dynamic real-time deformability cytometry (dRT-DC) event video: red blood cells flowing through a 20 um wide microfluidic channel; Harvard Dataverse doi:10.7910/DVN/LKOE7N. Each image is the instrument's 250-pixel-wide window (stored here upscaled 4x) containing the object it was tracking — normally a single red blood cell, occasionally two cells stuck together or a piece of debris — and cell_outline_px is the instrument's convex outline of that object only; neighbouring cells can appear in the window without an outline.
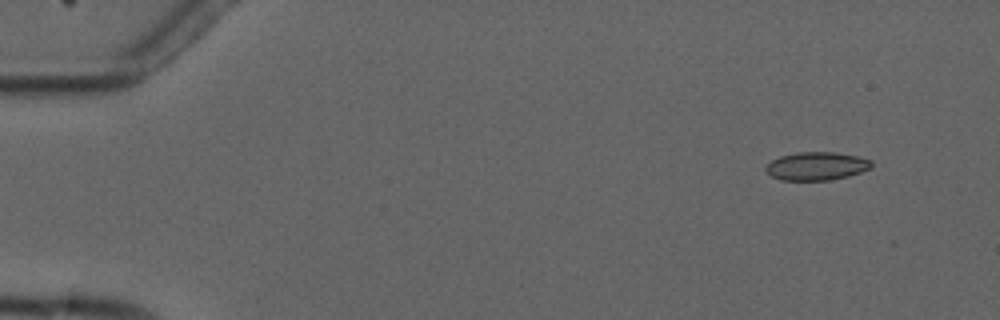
{"species": "common noctule bat (a hibernating species)", "species_latin": "Nyctalus noctula", "temperature_condition": "cold", "stored_images_in_passage": 6, "camera_frame_rate_fps": 3000, "um_per_image_px": 0.085, "animal": {"sex": "male", "forearm_length_mm": 52.5}, "frame": {"image": 1, "passage_image": 2, "time_ms": 1.0, "image_size_px": [1000, 320], "cell_outline_px": [[872, 168], [848, 176], [828, 180], [780, 180], [772, 176], [764, 168], [772, 160], [780, 156], [796, 152], [836, 152], [856, 156], [872, 160]], "centroid_in_image_um": [69.41, 14.11], "position_along_channel_um": 15.6, "area_um2": 17.34}}
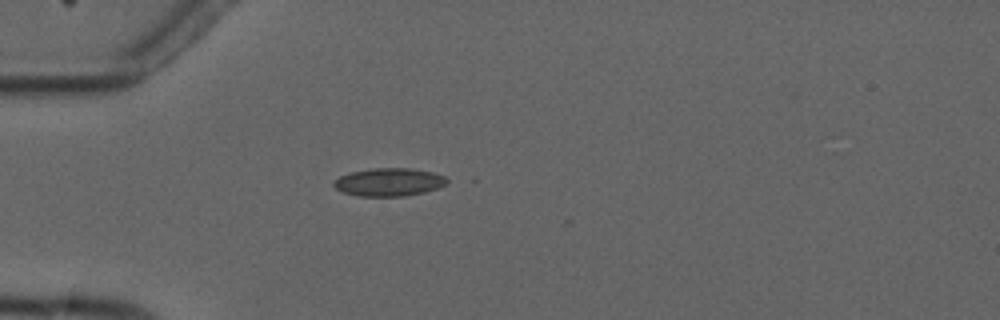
{"frame": {"image": 2, "passage_image": 5, "time_ms": 4.667, "image_size_px": [1000, 320], "cell_outline_px": [[448, 180], [444, 184], [436, 188], [424, 192], [404, 196], [360, 196], [344, 192], [336, 188], [332, 184], [340, 176], [352, 172], [372, 168], [412, 168], [432, 172], [444, 176]], "centroid_in_image_um": [33.06, 15.47], "position_along_channel_um": 51.9, "area_um2": 18.21}}